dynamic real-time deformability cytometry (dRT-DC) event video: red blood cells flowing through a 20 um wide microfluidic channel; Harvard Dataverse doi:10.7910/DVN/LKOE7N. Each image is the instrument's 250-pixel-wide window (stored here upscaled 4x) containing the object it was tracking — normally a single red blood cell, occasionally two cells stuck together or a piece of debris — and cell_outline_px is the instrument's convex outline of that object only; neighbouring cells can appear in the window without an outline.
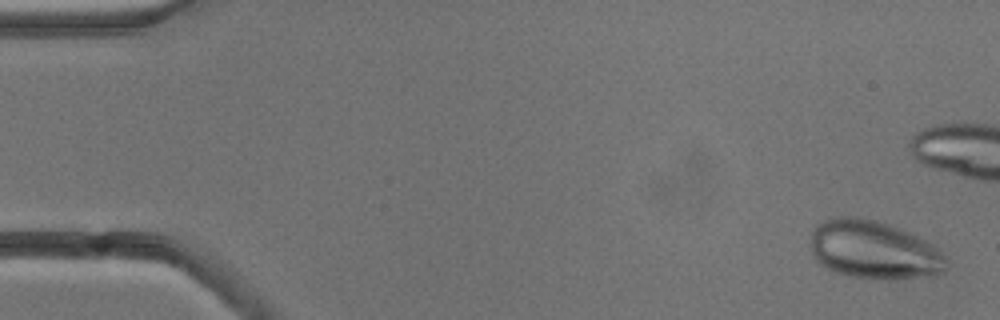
{"species": "common noctule bat (a hibernating species)", "species_latin": "Nyctalus noctula", "temperature_condition": "cold", "stored_images_in_passage": 6, "camera_frame_rate_fps": 3000, "um_per_image_px": 0.085, "animal": {"sex": "male", "body_mass_g": 13.3}, "frame": {"image": 1, "passage_image": 1, "time_ms": 0.0, "image_size_px": [1000, 320], "cell_outline_px": [[948, 268], [944, 272], [912, 276], [852, 276], [836, 272], [820, 264], [812, 256], [812, 232], [816, 224], [824, 220], [836, 216], [860, 216], [892, 224], [924, 240], [936, 248], [944, 256], [948, 264]], "centroid_in_image_um": [74.21, 21.16], "position_along_channel_um": 10.8, "area_um2": 44.97}}